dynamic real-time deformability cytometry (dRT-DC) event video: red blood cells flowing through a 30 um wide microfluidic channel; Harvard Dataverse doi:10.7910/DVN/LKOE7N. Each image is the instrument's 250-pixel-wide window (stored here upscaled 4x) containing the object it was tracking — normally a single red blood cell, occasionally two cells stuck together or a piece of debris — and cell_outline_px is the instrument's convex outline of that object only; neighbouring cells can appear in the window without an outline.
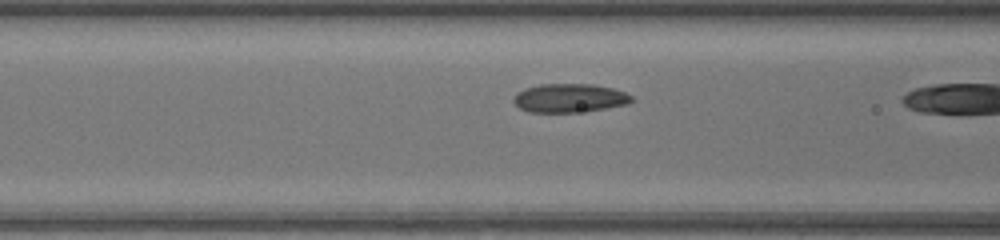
{"species": "common noctule bat (a hibernating species)", "species_latin": "Nyctalus noctula", "temperature_condition": "warm", "stored_images_in_passage": 9, "camera_frame_rate_fps": 3000, "um_per_image_px": 0.085, "animal": {"sex": "female", "body_mass_g": 17.0, "forearm_length_mm": 48.0}, "frame": {"image": 1, "passage_image": 8, "time_ms": 2.333, "image_size_px": [1000, 240], "cell_outline_px": [[632, 100], [628, 104], [604, 108], [576, 112], [528, 112], [520, 108], [512, 100], [516, 92], [524, 88], [540, 84], [592, 84], [612, 88], [624, 92], [632, 96]], "centroid_in_image_um": [48.36, 8.33], "position_along_channel_um": 118.2, "area_um2": 19.65}}